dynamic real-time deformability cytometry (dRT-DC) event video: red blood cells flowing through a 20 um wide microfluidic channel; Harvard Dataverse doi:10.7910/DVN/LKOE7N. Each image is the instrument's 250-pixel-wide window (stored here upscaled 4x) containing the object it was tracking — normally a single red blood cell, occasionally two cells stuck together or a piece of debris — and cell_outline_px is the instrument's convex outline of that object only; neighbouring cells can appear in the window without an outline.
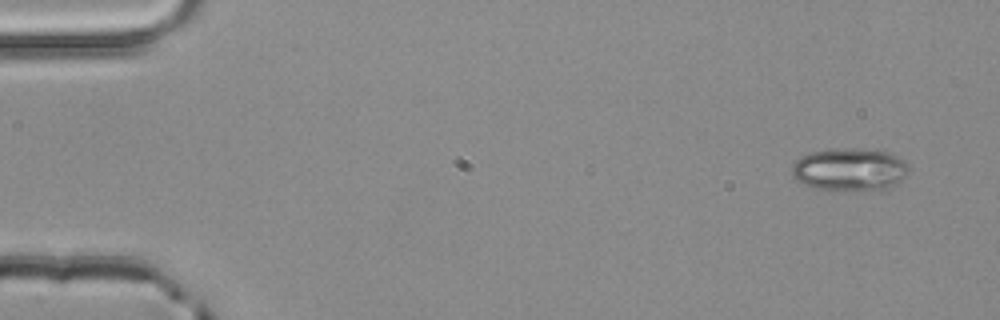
{"species": "common noctule bat (a hibernating species)", "species_latin": "Nyctalus noctula", "temperature_condition": "room temperature", "stored_images_in_passage": 4, "camera_frame_rate_fps": 3000, "um_per_image_px": 0.085, "animal": {"sex": "male", "body_mass_g": 20.4}, "frame": {"image": 1, "passage_image": 1, "time_ms": 0.0, "image_size_px": [1000, 320], "cell_outline_px": [[908, 172], [888, 192], [844, 192], [812, 188], [796, 180], [792, 176], [792, 164], [800, 156], [812, 152], [836, 148], [856, 148], [888, 152], [896, 156], [908, 164]], "centroid_in_image_um": [72.23, 14.47], "position_along_channel_um": 12.8, "area_um2": 30.23}}